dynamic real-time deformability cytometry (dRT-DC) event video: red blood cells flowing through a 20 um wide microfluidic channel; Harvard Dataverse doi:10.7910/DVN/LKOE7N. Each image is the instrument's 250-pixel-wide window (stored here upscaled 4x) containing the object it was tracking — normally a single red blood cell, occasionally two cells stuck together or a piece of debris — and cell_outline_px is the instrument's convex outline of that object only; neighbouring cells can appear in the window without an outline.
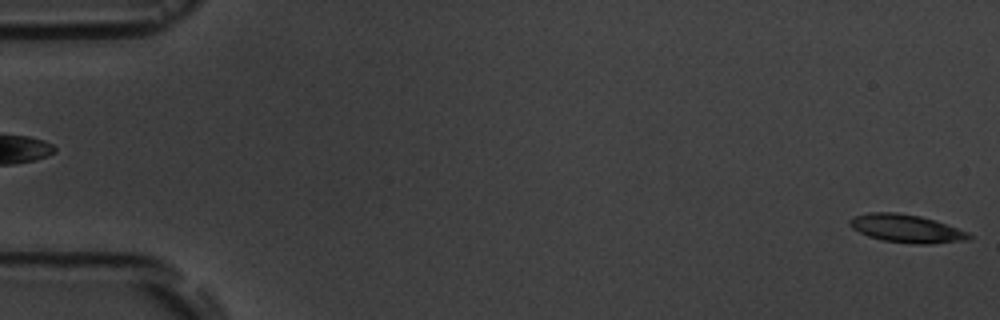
{"species": "common noctule bat (a hibernating species)", "species_latin": "Nyctalus noctula", "temperature_condition": "room temperature", "stored_images_in_passage": 3, "segment_of_instrument_passage": [2, 2], "camera_frame_rate_fps": 3000, "um_per_image_px": 0.085, "animal": {"sex": "male", "body_mass_g": 19.5, "forearm_length_mm": 54.6}, "frame": {"image": 1, "passage_image": 3, "time_ms": 2.333, "image_size_px": [1000, 320], "cell_outline_px": [[972, 236], [968, 240], [928, 244], [912, 244], [884, 240], [868, 236], [852, 228], [848, 224], [848, 220], [852, 216], [868, 212], [896, 212], [920, 216], [968, 232]], "centroid_in_image_um": [76.98, 19.42], "position_along_channel_um": 8.0, "area_um2": 19.36}}